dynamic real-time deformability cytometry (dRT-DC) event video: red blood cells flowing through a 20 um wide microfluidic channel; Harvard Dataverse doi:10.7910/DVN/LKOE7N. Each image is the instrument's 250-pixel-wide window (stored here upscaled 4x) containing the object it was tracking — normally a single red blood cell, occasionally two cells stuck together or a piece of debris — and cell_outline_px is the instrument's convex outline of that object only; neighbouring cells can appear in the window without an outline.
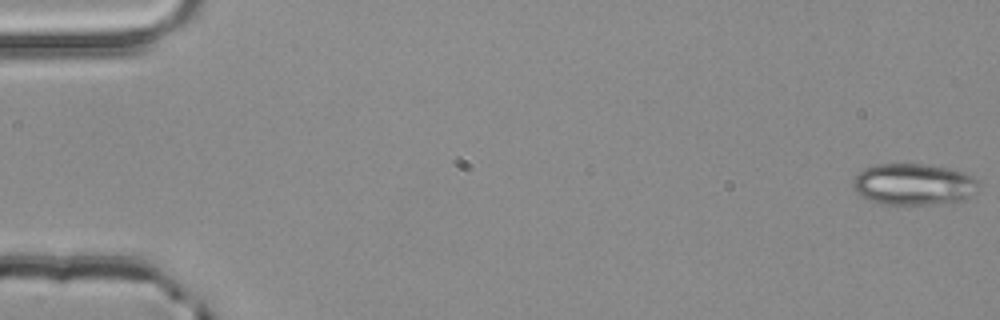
{"species": "common noctule bat (a hibernating species)", "species_latin": "Nyctalus noctula", "temperature_condition": "room temperature", "stored_images_in_passage": 4, "camera_frame_rate_fps": 3000, "um_per_image_px": 0.085, "animal": {"sex": "male", "body_mass_g": 20.4}, "frame": {"image": 1, "passage_image": 1, "time_ms": 0.0, "image_size_px": [1000, 320], "cell_outline_px": [[976, 192], [972, 196], [964, 200], [924, 204], [876, 204], [860, 196], [852, 188], [852, 180], [856, 172], [864, 168], [876, 164], [924, 164], [948, 168], [964, 172], [976, 180]], "centroid_in_image_um": [77.57, 15.66], "position_along_channel_um": 7.4, "area_um2": 30.52}}